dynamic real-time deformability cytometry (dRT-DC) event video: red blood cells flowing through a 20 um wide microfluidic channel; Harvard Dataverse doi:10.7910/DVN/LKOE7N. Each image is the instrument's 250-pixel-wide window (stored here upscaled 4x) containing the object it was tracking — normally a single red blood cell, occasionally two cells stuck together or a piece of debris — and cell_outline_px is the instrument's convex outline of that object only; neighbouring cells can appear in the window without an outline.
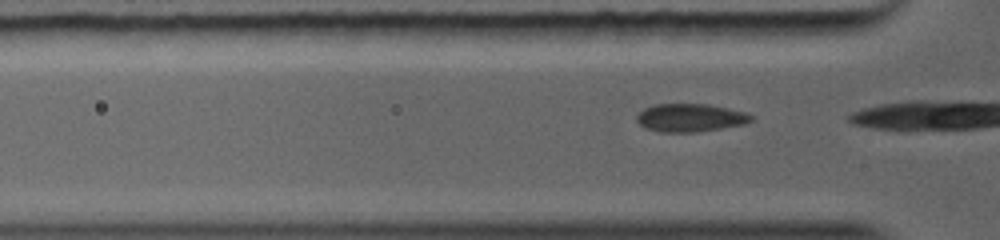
{"species": "common noctule bat (a hibernating species)", "species_latin": "Nyctalus noctula", "temperature_condition": "warm", "stored_images_in_passage": 10, "camera_frame_rate_fps": 5000, "um_per_image_px": 0.085, "animal": {"sex": "female", "body_mass_g": 19.0, "forearm_length_mm": 56.7}, "frame": {"image": 1, "passage_image": 2, "time_ms": 0.2, "image_size_px": [1000, 240], "cell_outline_px": [[752, 116], [748, 120], [740, 124], [684, 132], [668, 132], [652, 128], [640, 124], [636, 116], [644, 108], [652, 104], [708, 104], [728, 108]], "centroid_in_image_um": [58.57, 9.96], "position_along_channel_um": 67.2, "area_um2": 17.51}}
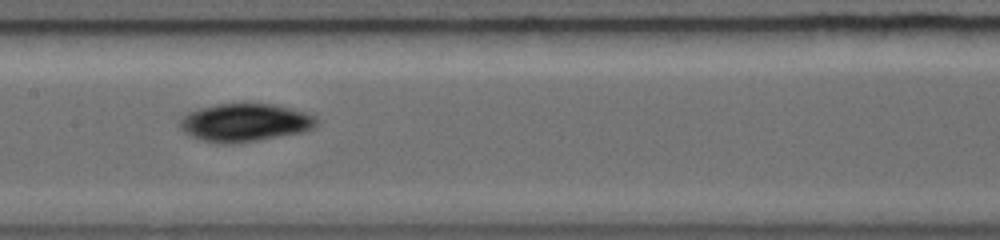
{"frame": {"image": 2, "passage_image": 6, "time_ms": 3.2, "image_size_px": [1000, 240], "cell_outline_px": [[312, 120], [304, 128], [288, 132], [248, 140], [212, 140], [196, 132], [188, 124], [188, 116], [192, 112], [204, 108], [220, 104], [272, 104], [300, 112], [308, 116]], "centroid_in_image_um": [20.88, 10.31], "position_along_channel_um": 186.5, "area_um2": 25.03}}
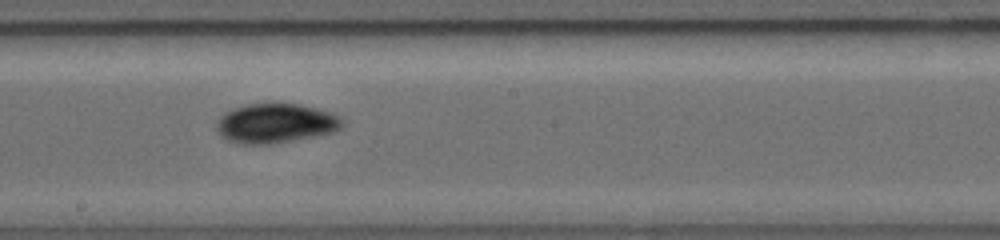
{"frame": {"image": 3, "passage_image": 7, "time_ms": 4.0, "image_size_px": [1000, 240], "cell_outline_px": [[336, 124], [332, 128], [320, 132], [276, 140], [240, 140], [224, 132], [220, 124], [224, 116], [228, 112], [236, 108], [248, 104], [296, 104], [312, 108], [324, 112], [332, 116], [336, 120]], "centroid_in_image_um": [23.37, 10.35], "position_along_channel_um": 224.8, "area_um2": 23.81}}